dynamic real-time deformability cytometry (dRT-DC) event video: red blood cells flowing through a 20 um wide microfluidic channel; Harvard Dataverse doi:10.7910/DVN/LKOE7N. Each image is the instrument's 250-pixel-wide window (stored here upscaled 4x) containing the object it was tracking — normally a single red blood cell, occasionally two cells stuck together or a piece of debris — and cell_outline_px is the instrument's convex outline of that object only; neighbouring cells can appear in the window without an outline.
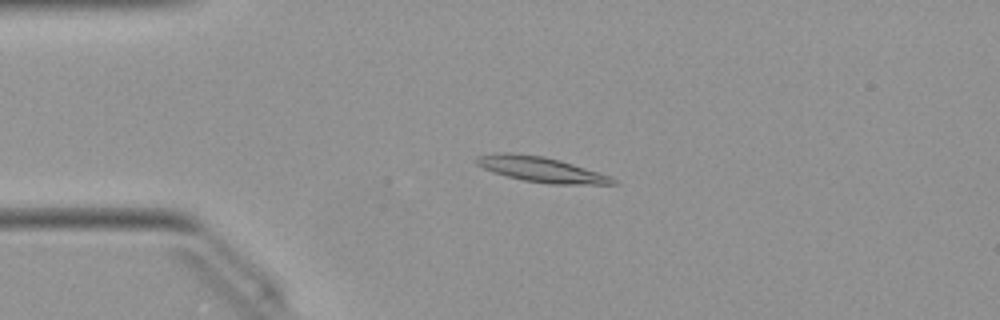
{"species": "Egyptian fruit bat (a non-hibernating species)", "species_latin": "Rousettus aegyptiacus", "temperature_condition": "warm", "stored_images_in_passage": 23, "camera_frame_rate_fps": 3000, "um_per_image_px": 0.085, "animal": {"sex": "female"}, "frame": {"image": 1, "passage_image": 11, "time_ms": 3.333, "image_size_px": [1000, 320], "cell_outline_px": [[616, 184], [548, 184], [524, 180], [492, 172], [476, 164], [476, 156], [496, 152], [512, 152], [544, 156], [560, 160], [612, 176], [616, 180]], "centroid_in_image_um": [45.98, 14.39], "position_along_channel_um": 39.0, "area_um2": 20.11}}
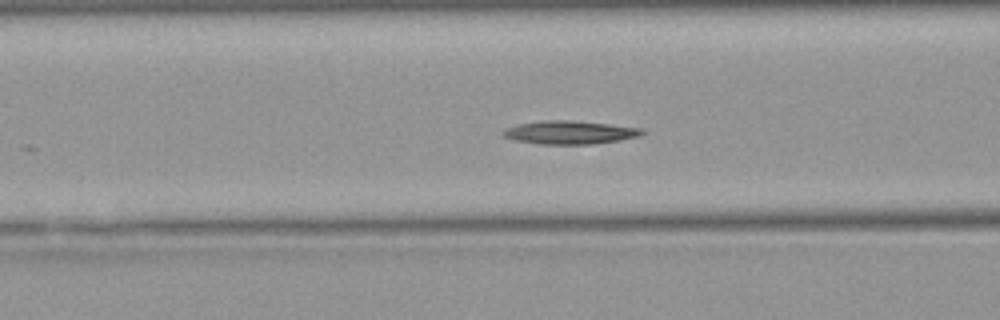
{"frame": {"image": 2, "passage_image": 19, "time_ms": 6.0, "image_size_px": [1000, 320], "cell_outline_px": [[644, 132], [640, 136], [620, 140], [596, 144], [536, 144], [512, 140], [504, 136], [500, 132], [504, 128], [520, 124], [540, 120], [572, 120], [644, 128]], "centroid_in_image_um": [48.4, 11.26], "position_along_channel_um": 118.2, "area_um2": 19.13}}
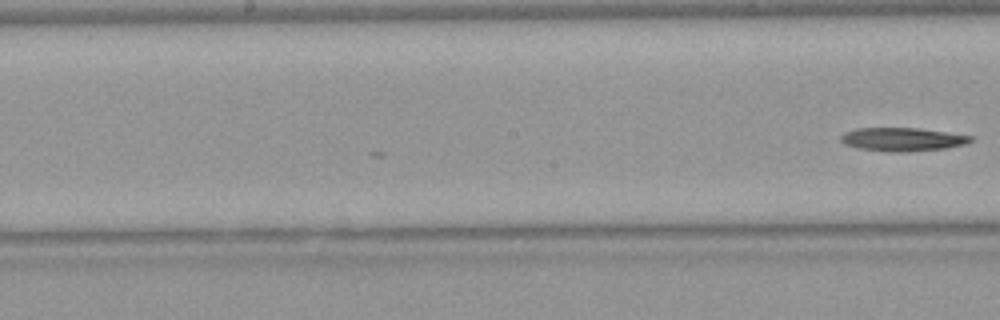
{"frame": {"image": 3, "passage_image": 23, "time_ms": 7.333, "image_size_px": [1000, 320], "cell_outline_px": [[972, 140], [964, 144], [948, 148], [908, 152], [892, 152], [856, 148], [844, 144], [840, 140], [840, 136], [844, 132], [856, 128], [920, 128], [948, 132], [972, 136]], "centroid_in_image_um": [76.68, 11.85], "position_along_channel_um": 171.5, "area_um2": 17.92}}